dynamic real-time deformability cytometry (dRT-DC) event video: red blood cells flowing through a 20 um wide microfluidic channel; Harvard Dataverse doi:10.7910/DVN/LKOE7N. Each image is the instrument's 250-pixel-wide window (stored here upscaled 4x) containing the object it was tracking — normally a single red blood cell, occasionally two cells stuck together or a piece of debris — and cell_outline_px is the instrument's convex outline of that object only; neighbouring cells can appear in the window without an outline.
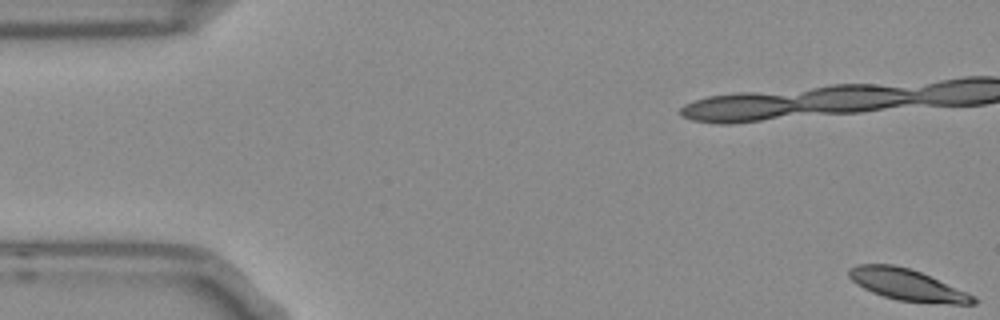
{"species": "Egyptian fruit bat (a non-hibernating species)", "species_latin": "Rousettus aegyptiacus", "temperature_condition": "room temperature", "stored_images_in_passage": 56, "camera_frame_rate_fps": 3000, "um_per_image_px": 0.085, "frame": {"image": 1, "passage_image": 1, "time_ms": 0.0, "image_size_px": [1000, 320], "cell_outline_px": [[976, 304], [952, 304], [896, 300], [872, 292], [856, 284], [848, 276], [848, 268], [856, 264], [892, 264], [908, 268], [920, 272], [964, 292], [972, 296], [976, 300]], "centroid_in_image_um": [77.01, 24.2], "position_along_channel_um": 8.0, "area_um2": 22.25}}
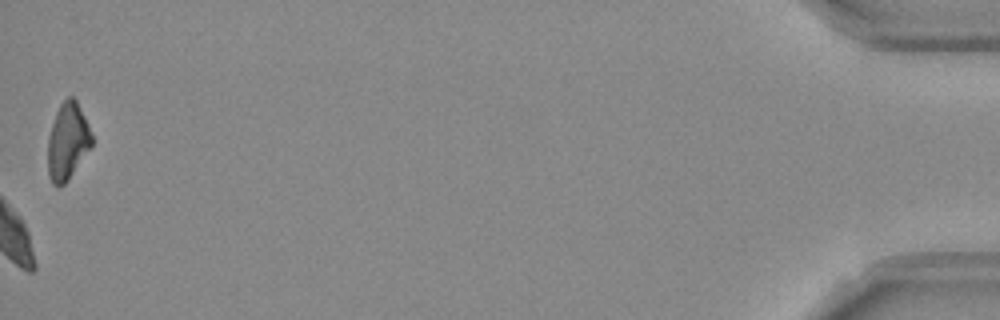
{"frame": {"image": 2, "passage_image": 56, "time_ms": 18.333, "image_size_px": [1000, 320], "cell_outline_px": [[92, 144], [68, 180], [64, 184], [52, 184], [48, 172], [48, 136], [56, 112], [60, 104], [68, 96], [72, 96], [76, 100], [88, 124], [92, 136]], "centroid_in_image_um": [5.73, 11.99], "position_along_channel_um": 429.5, "area_um2": 19.31}, "authors_computed_cell_mechanics": {"area_um2": 24.5939, "velocity_mm_per_s": 3.698, "shape_relaxation_time_tau1_ms": 3.7477, "shape_relaxation_time_tau2_ms": 6.9382, "deformation_change_tau1": 0.1325, "deformation_change_tau2": 0.113}}